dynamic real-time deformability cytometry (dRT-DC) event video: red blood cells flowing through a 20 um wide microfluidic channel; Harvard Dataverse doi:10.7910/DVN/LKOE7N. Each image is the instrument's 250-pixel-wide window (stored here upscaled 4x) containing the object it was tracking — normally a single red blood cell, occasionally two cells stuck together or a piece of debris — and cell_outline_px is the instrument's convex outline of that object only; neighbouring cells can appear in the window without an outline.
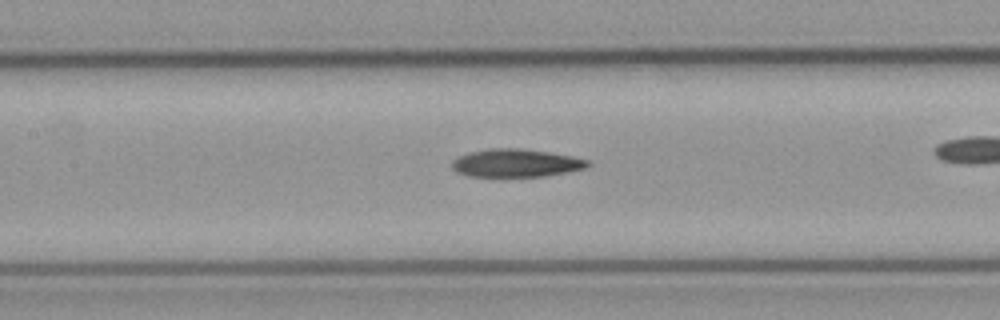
{"species": "common noctule bat (a hibernating species)", "species_latin": "Nyctalus noctula", "temperature_condition": "cold", "stored_images_in_passage": 42, "camera_frame_rate_fps": 3000, "um_per_image_px": 0.085, "animal": {"sex": "male", "body_mass_g": 23.1, "forearm_length_mm": 52.7}, "frame": {"image": 1, "passage_image": 24, "time_ms": 7.667, "image_size_px": [1000, 320], "cell_outline_px": [[592, 164], [584, 168], [544, 176], [468, 176], [456, 172], [452, 168], [452, 160], [460, 156], [472, 152], [488, 148], [520, 148], [548, 152], [588, 160]], "centroid_in_image_um": [43.82, 13.85], "position_along_channel_um": 163.6, "area_um2": 21.79}}
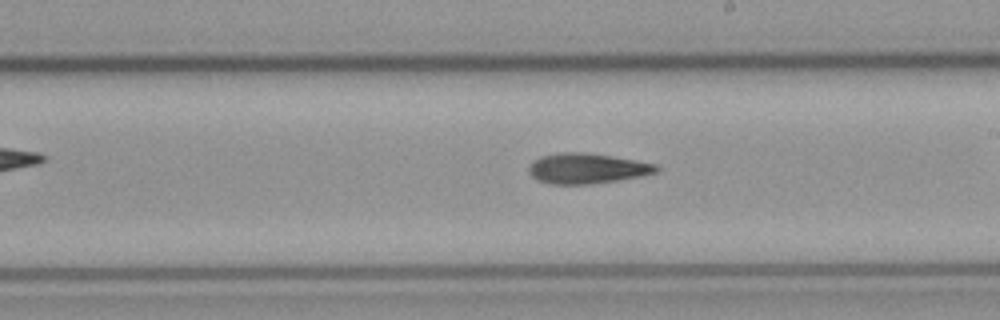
{"frame": {"image": 2, "passage_image": 30, "time_ms": 9.667, "image_size_px": [1000, 320], "cell_outline_px": [[660, 168], [656, 172], [640, 176], [616, 180], [588, 184], [552, 184], [536, 180], [528, 172], [528, 168], [532, 160], [540, 156], [560, 152], [584, 152], [656, 164]], "centroid_in_image_um": [49.81, 14.31], "position_along_channel_um": 239.2, "area_um2": 22.31}}